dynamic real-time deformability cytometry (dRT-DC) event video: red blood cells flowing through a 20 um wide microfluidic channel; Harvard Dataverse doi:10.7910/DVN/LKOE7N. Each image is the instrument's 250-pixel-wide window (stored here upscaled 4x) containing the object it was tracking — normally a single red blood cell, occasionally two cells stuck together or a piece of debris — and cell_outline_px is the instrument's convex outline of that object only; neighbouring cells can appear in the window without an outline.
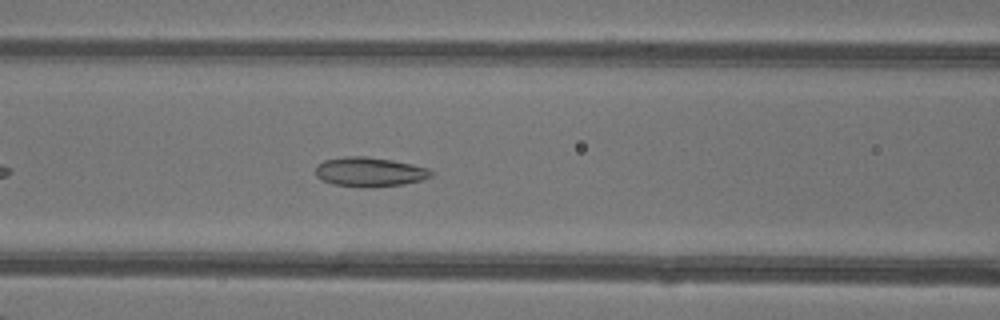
{"species": "common noctule bat (a hibernating species)", "species_latin": "Nyctalus noctula", "temperature_condition": "warm", "stored_images_in_passage": 36, "camera_frame_rate_fps": 3000, "um_per_image_px": 0.085, "animal": {"sex": "female"}, "frame": {"image": 1, "passage_image": 9, "time_ms": 2.667, "image_size_px": [1000, 320], "cell_outline_px": [[432, 176], [424, 180], [404, 184], [372, 188], [332, 184], [316, 176], [316, 164], [324, 160], [344, 156], [364, 156], [392, 160], [412, 164], [428, 168], [432, 172]], "centroid_in_image_um": [31.42, 14.61], "position_along_channel_um": 135.2, "area_um2": 19.94}}
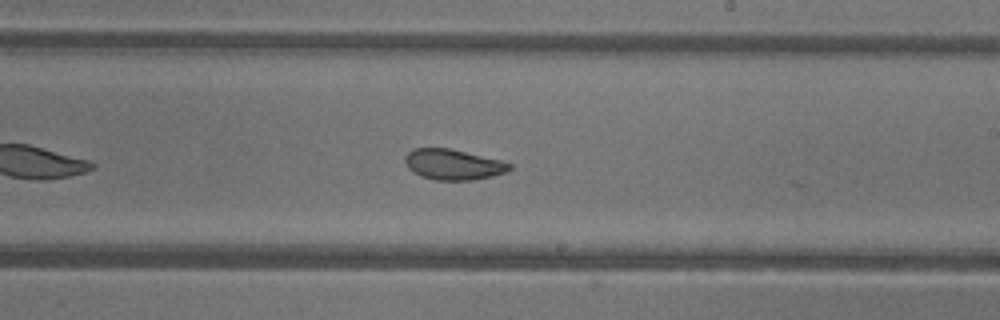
{"frame": {"image": 2, "passage_image": 17, "time_ms": 5.333, "image_size_px": [1000, 320], "cell_outline_px": [[512, 168], [508, 172], [492, 176], [472, 180], [436, 180], [420, 176], [408, 168], [404, 160], [408, 152], [412, 148], [448, 148], [500, 160], [512, 164]], "centroid_in_image_um": [38.52, 13.99], "position_along_channel_um": 250.5, "area_um2": 18.55}}
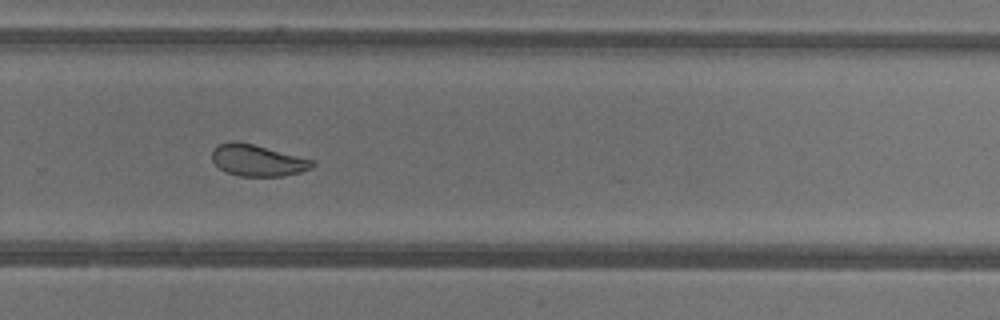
{"frame": {"image": 3, "passage_image": 21, "time_ms": 6.667, "image_size_px": [1000, 320], "cell_outline_px": [[316, 164], [312, 168], [300, 172], [284, 176], [240, 176], [224, 172], [212, 160], [212, 148], [216, 144], [232, 140], [236, 140], [316, 160]], "centroid_in_image_um": [21.88, 13.62], "position_along_channel_um": 307.9, "area_um2": 18.73}, "authors_computed_cell_mechanics": {"area_um2": 20.0855, "velocity_mm_per_s": 4.3319, "shape_relaxation_time_tau1_ms": null, "shape_relaxation_time_tau2_ms": 1.4909, "deformation_change_tau1": null, "deformation_change_tau2": 0.0805}}